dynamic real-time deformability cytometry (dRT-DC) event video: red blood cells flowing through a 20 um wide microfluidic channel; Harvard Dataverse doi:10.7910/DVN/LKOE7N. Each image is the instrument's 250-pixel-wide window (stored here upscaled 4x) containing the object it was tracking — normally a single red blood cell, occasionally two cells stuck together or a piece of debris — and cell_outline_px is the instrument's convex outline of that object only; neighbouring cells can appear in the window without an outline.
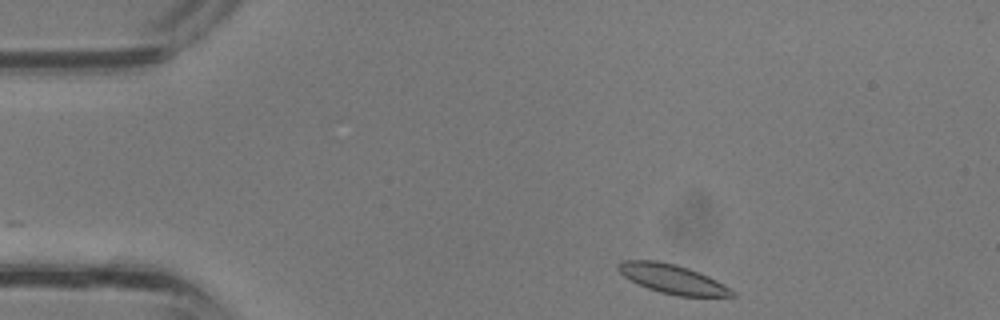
{"species": "common noctule bat (a hibernating species)", "species_latin": "Nyctalus noctula", "temperature_condition": "room temperature", "stored_images_in_passage": 31, "camera_frame_rate_fps": 3000, "um_per_image_px": 0.085, "animal": {"sex": "male", "body_mass_g": 13.3}, "frame": {"image": 1, "passage_image": 1, "time_ms": 0.0, "image_size_px": [1000, 320], "cell_outline_px": [[736, 296], [676, 296], [660, 292], [648, 288], [624, 276], [616, 268], [616, 264], [620, 260], [656, 260], [676, 264], [688, 268], [708, 276], [716, 280], [736, 292]], "centroid_in_image_um": [57.14, 23.7], "position_along_channel_um": 27.9, "area_um2": 19.25}}
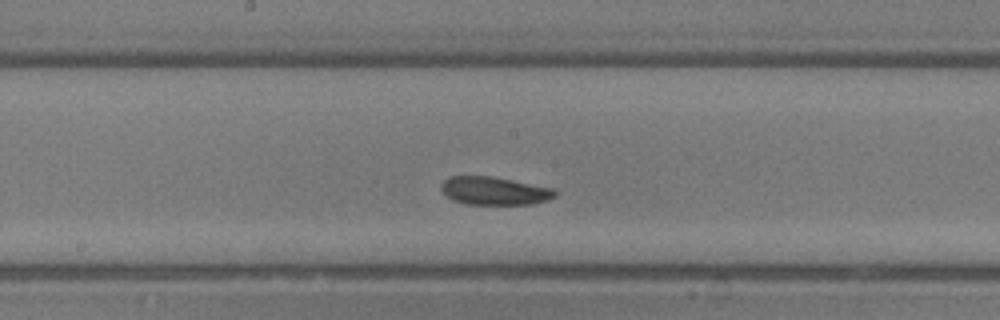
{"frame": {"image": 2, "passage_image": 14, "time_ms": 4.333, "image_size_px": [1000, 320], "cell_outline_px": [[556, 196], [548, 200], [532, 204], [464, 204], [452, 200], [440, 188], [440, 184], [448, 176], [492, 176], [556, 188]], "centroid_in_image_um": [42.04, 16.21], "position_along_channel_um": 206.2, "area_um2": 18.84}}
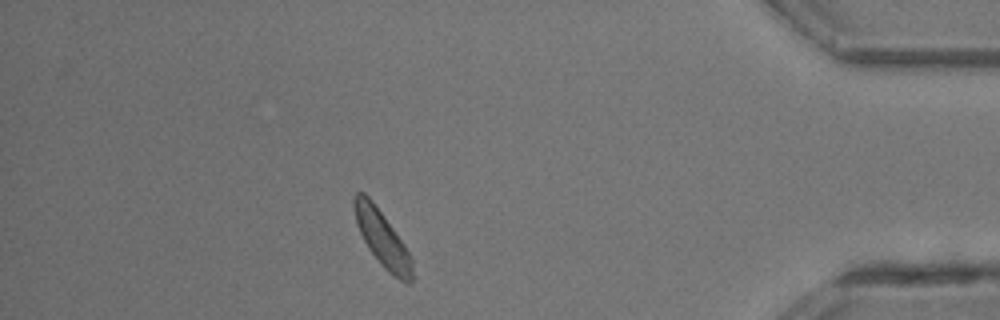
{"frame": {"image": 3, "passage_image": 27, "time_ms": 8.667, "image_size_px": [1000, 320], "cell_outline_px": [[412, 284], [408, 284], [400, 280], [388, 272], [380, 264], [368, 248], [356, 224], [352, 204], [352, 200], [356, 192], [364, 192], [372, 200], [384, 216], [404, 244], [412, 260]], "centroid_in_image_um": [32.46, 20.27], "position_along_channel_um": 402.7, "area_um2": 18.84}}